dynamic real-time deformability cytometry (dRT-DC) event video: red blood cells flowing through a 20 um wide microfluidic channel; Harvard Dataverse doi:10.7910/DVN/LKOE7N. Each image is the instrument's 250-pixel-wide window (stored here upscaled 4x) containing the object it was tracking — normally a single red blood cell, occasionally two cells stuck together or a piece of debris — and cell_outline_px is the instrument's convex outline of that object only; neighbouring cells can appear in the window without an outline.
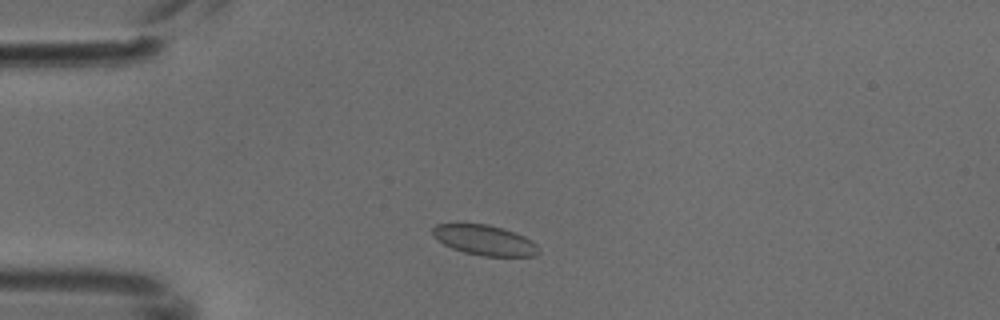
{"species": "common noctule bat (a hibernating species)", "species_latin": "Nyctalus noctula", "temperature_condition": "cold", "stored_images_in_passage": 6, "camera_frame_rate_fps": 3000, "um_per_image_px": 0.085, "animal": {"sex": "male", "body_mass_g": 18.8}, "frame": {"image": 1, "passage_image": 2, "time_ms": 0.333, "image_size_px": [1000, 320], "cell_outline_px": [[540, 252], [532, 256], [480, 256], [464, 252], [452, 248], [444, 244], [432, 236], [432, 228], [436, 224], [488, 224], [524, 236], [532, 240], [540, 248]], "centroid_in_image_um": [41.18, 20.42], "position_along_channel_um": 43.8, "area_um2": 18.55}}
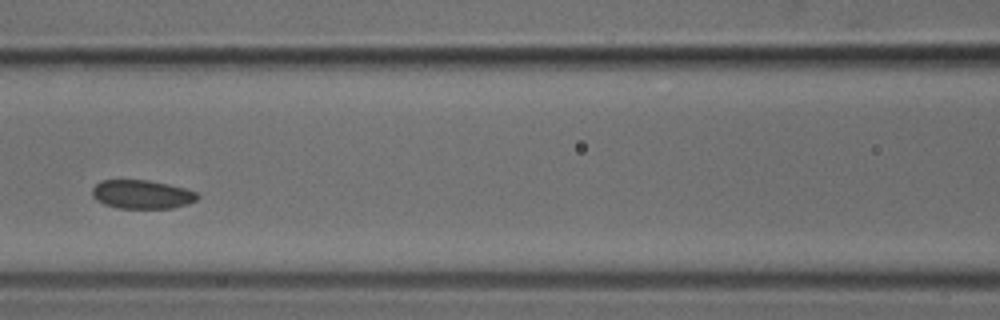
{"frame": {"image": 2, "passage_image": 5, "time_ms": 1.333, "image_size_px": [1000, 320], "cell_outline_px": [[200, 196], [196, 200], [188, 204], [172, 208], [116, 208], [104, 204], [96, 200], [92, 196], [92, 188], [100, 180], [148, 180], [168, 184], [184, 188], [196, 192]], "centroid_in_image_um": [12.05, 16.52], "position_along_channel_um": 154.6, "area_um2": 17.69}}
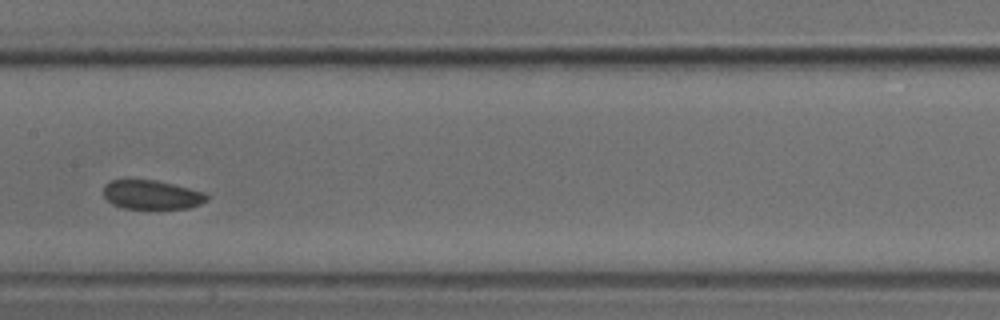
{"frame": {"image": 3, "passage_image": 6, "time_ms": 1.667, "image_size_px": [1000, 320], "cell_outline_px": [[208, 200], [200, 204], [188, 208], [124, 208], [112, 204], [104, 196], [104, 184], [112, 180], [156, 180], [204, 192], [208, 196]], "centroid_in_image_um": [12.89, 16.55], "position_along_channel_um": 194.5, "area_um2": 17.28}}